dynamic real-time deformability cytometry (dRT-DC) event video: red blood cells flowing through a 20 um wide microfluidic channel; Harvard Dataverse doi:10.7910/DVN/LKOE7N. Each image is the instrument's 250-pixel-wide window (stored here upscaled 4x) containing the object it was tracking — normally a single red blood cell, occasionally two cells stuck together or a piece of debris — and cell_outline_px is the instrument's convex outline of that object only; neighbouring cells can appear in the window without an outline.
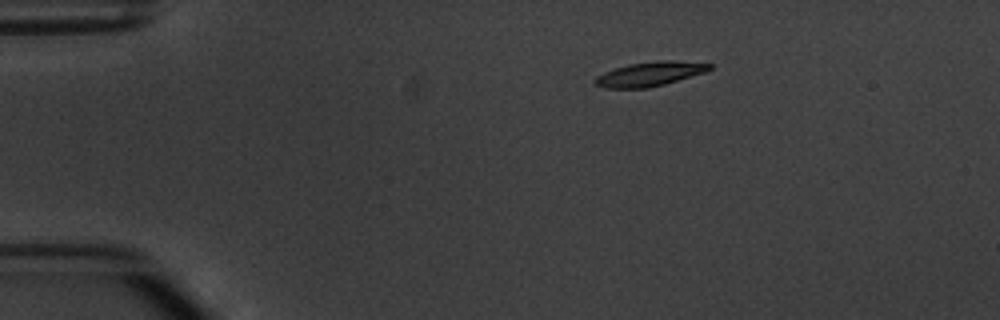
{"species": "common noctule bat (a hibernating species)", "species_latin": "Nyctalus noctula", "temperature_condition": "warm", "stored_images_in_passage": 7, "camera_frame_rate_fps": 3000, "um_per_image_px": 0.085, "animal": {"sex": "male", "body_mass_g": 20.1, "forearm_length_mm": 53.5}, "frame": {"image": 1, "passage_image": 1, "time_ms": 0.0, "image_size_px": [1000, 320], "cell_outline_px": [[712, 68], [704, 72], [664, 84], [648, 88], [604, 88], [596, 84], [592, 80], [596, 76], [604, 72], [628, 64], [664, 60], [672, 60], [712, 64]], "centroid_in_image_um": [55.19, 6.29], "position_along_channel_um": 29.8, "area_um2": 16.01}}
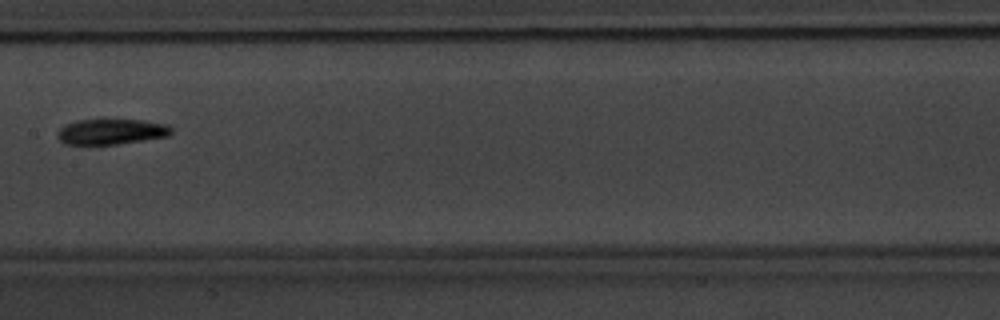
{"frame": {"image": 2, "passage_image": 6, "time_ms": 6.0, "image_size_px": [1000, 320], "cell_outline_px": [[172, 132], [168, 136], [144, 140], [88, 148], [64, 144], [56, 136], [56, 132], [64, 124], [76, 120], [144, 120], [168, 124], [172, 128]], "centroid_in_image_um": [9.36, 11.23], "position_along_channel_um": 198.0, "area_um2": 17.74}}
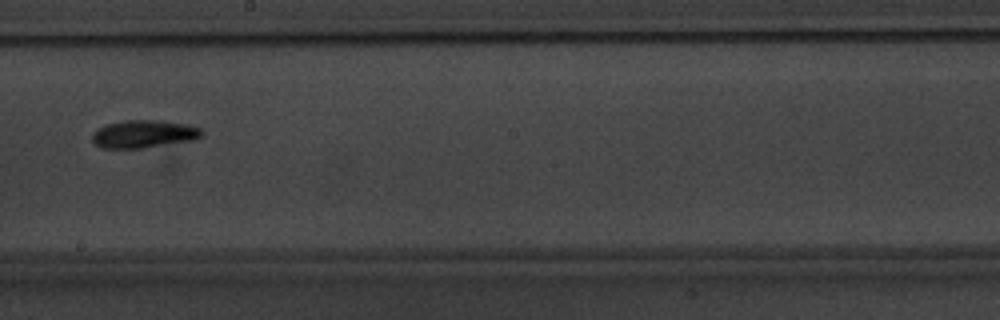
{"frame": {"image": 3, "passage_image": 7, "time_ms": 7.0, "image_size_px": [1000, 320], "cell_outline_px": [[204, 136], [196, 140], [144, 148], [104, 148], [92, 144], [92, 132], [96, 128], [104, 124], [124, 120], [156, 120], [188, 124], [200, 128], [204, 132]], "centroid_in_image_um": [12.22, 11.39], "position_along_channel_um": 236.0, "area_um2": 18.21}}